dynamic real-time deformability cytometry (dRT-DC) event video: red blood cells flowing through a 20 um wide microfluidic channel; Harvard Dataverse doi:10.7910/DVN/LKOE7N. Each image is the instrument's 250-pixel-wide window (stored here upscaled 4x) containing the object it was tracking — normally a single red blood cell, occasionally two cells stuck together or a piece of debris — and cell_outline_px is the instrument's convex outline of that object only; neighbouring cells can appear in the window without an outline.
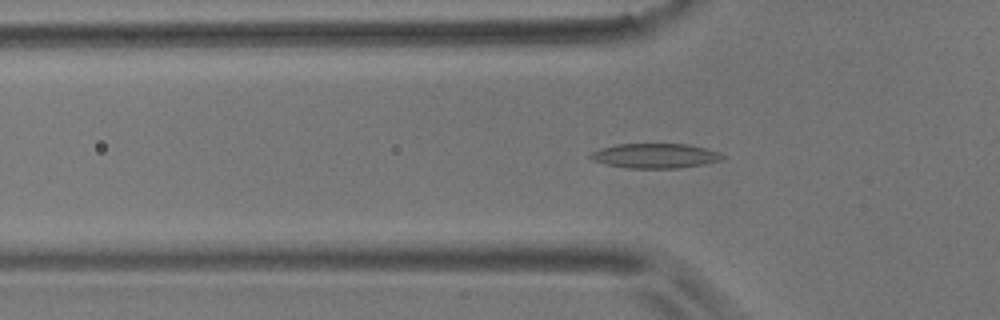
{"species": "common noctule bat (a hibernating species)", "species_latin": "Nyctalus noctula", "temperature_condition": "room temperature", "stored_images_in_passage": 48, "camera_frame_rate_fps": 3000, "um_per_image_px": 0.085, "animal": {"sex": "male", "body_mass_g": 17.9}, "frame": {"image": 1, "passage_image": 10, "time_ms": 3.0, "image_size_px": [1000, 320], "cell_outline_px": [[724, 156], [720, 160], [704, 164], [680, 168], [628, 168], [604, 164], [592, 160], [588, 156], [592, 152], [600, 148], [616, 144], [688, 144], [720, 152]], "centroid_in_image_um": [55.65, 13.24], "position_along_channel_um": 70.1, "area_um2": 19.02}}
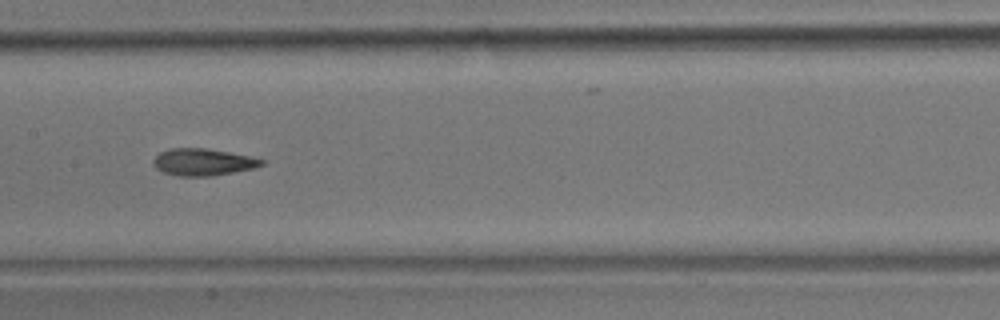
{"frame": {"image": 2, "passage_image": 20, "time_ms": 6.333, "image_size_px": [1000, 320], "cell_outline_px": [[264, 164], [252, 168], [212, 176], [176, 176], [164, 172], [156, 168], [152, 164], [152, 160], [160, 152], [172, 148], [204, 148], [228, 152], [248, 156], [264, 160]], "centroid_in_image_um": [17.2, 13.78], "position_along_channel_um": 190.2, "area_um2": 16.82}}
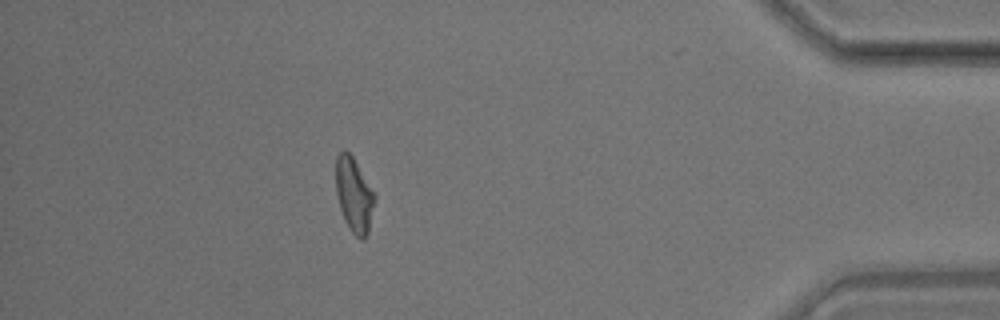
{"frame": {"image": 3, "passage_image": 42, "time_ms": 13.667, "image_size_px": [1000, 320], "cell_outline_px": [[376, 196], [368, 232], [364, 240], [360, 240], [352, 232], [344, 220], [340, 208], [336, 192], [336, 156], [344, 148], [352, 156], [376, 192]], "centroid_in_image_um": [30.11, 16.55], "position_along_channel_um": 405.1, "area_um2": 17.05}, "authors_computed_cell_mechanics": {"area_um2": 17.1377, "velocity_mm_per_s": 3.5739, "shape_relaxation_time_tau1_ms": 5.6541, "shape_relaxation_time_tau2_ms": 2.6575, "deformation_change_tau1": 0.1544, "deformation_change_tau2": 0.1044}}